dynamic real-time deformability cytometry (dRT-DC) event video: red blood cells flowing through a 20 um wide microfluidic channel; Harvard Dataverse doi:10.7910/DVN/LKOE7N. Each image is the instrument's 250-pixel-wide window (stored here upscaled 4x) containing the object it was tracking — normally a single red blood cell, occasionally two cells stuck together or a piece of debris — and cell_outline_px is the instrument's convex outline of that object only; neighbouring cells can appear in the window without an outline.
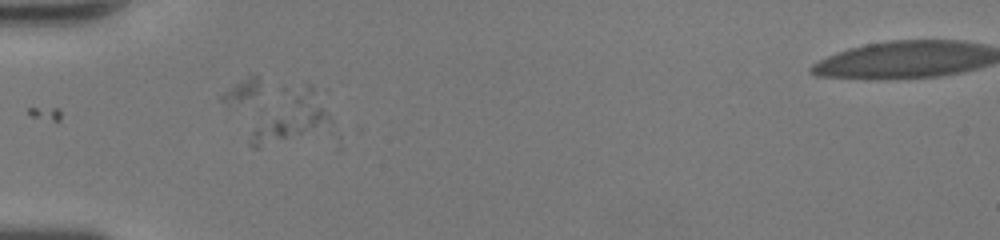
{"species": "human", "species_latin": "Homo sapiens", "temperature_condition": "room temperature", "stored_images_in_passage": 26, "camera_frame_rate_fps": 3000, "um_per_image_px": 0.085, "donor": {"sex": "female"}, "frame": {"image": 1, "passage_image": 19, "time_ms": 6.0, "image_size_px": [1000, 240], "cell_outline_px": [[340, 148], [252, 148], [248, 144], [252, 132], [280, 88], [308, 84], [312, 84], [328, 88], [340, 132]], "centroid_in_image_um": [25.35, 10.24], "position_along_channel_um": 59.6, "area_um2": 32.77}}
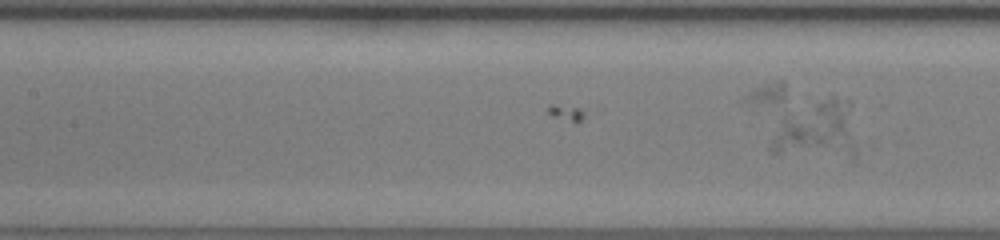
{"frame": {"image": 2, "passage_image": 26, "time_ms": 8.333, "image_size_px": [1000, 240], "cell_outline_px": [[856, 152], [852, 156], [768, 152], [768, 148], [780, 120], [784, 116], [832, 92], [852, 100]], "centroid_in_image_um": [69.51, 10.95], "position_along_channel_um": 137.9, "area_um2": 29.3}}